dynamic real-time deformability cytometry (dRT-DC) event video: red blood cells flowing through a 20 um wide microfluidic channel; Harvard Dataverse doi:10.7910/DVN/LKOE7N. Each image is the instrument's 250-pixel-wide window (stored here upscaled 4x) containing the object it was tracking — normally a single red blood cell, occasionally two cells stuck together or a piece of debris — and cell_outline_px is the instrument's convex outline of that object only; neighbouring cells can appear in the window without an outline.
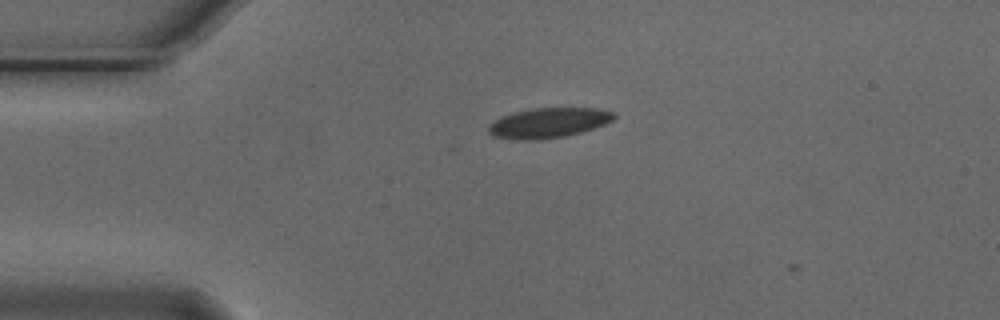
{"species": "Egyptian fruit bat (a non-hibernating species)", "species_latin": "Rousettus aegyptiacus", "temperature_condition": "cold", "stored_images_in_passage": 3, "camera_frame_rate_fps": 3000, "um_per_image_px": 0.085, "animal": {"sex": "male"}, "frame": {"image": 1, "passage_image": 2, "time_ms": 0.333, "image_size_px": [1000, 320], "cell_outline_px": [[616, 116], [612, 120], [604, 124], [580, 132], [564, 136], [540, 140], [524, 140], [492, 136], [488, 132], [488, 124], [504, 116], [516, 112], [532, 108], [600, 108], [616, 112]], "centroid_in_image_um": [46.64, 10.44], "position_along_channel_um": 38.4, "area_um2": 21.79}}